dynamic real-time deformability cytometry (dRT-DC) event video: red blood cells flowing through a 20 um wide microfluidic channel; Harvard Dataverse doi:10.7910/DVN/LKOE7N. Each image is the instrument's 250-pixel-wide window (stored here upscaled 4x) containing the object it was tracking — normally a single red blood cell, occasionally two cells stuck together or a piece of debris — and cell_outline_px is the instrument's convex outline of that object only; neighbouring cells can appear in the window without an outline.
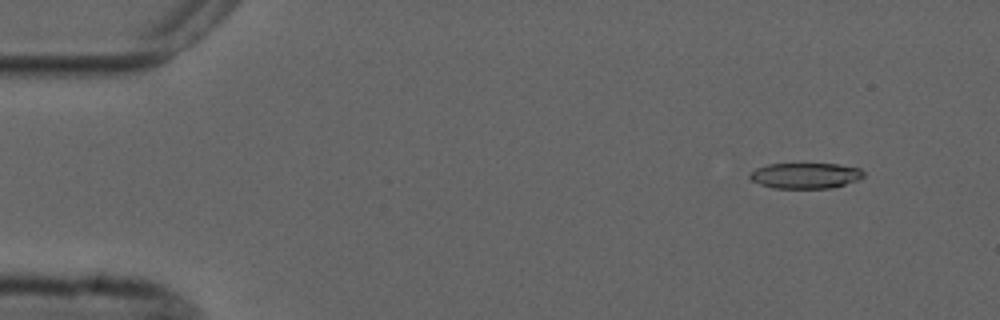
{"species": "common noctule bat (a hibernating species)", "species_latin": "Nyctalus noctula", "temperature_condition": "cold", "stored_images_in_passage": 4, "camera_frame_rate_fps": 3000, "um_per_image_px": 0.085, "animal": {"sex": "male", "forearm_length_mm": 52.5}, "frame": {"image": 1, "passage_image": 2, "time_ms": 1.0, "image_size_px": [1000, 320], "cell_outline_px": [[864, 176], [860, 180], [832, 188], [772, 188], [760, 184], [752, 180], [748, 176], [756, 168], [768, 164], [840, 164], [860, 168], [864, 172]], "centroid_in_image_um": [68.5, 14.93], "position_along_channel_um": 16.5, "area_um2": 17.11}}